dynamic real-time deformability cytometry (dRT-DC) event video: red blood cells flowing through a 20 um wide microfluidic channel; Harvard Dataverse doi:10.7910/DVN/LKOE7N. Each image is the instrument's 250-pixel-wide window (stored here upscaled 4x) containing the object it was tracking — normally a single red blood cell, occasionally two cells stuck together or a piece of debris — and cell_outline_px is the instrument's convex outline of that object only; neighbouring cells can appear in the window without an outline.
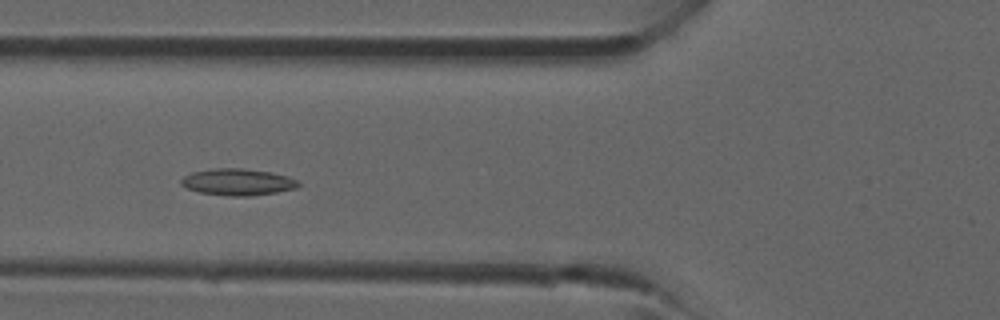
{"species": "common noctule bat (a hibernating species)", "species_latin": "Nyctalus noctula", "temperature_condition": "room temperature", "stored_images_in_passage": 37, "camera_frame_rate_fps": 3000, "um_per_image_px": 0.085, "animal": {"sex": "male", "forearm_length_mm": 52.5}, "frame": {"image": 1, "passage_image": 10, "time_ms": 3.0, "image_size_px": [1000, 320], "cell_outline_px": [[300, 184], [296, 188], [276, 192], [252, 196], [228, 196], [200, 192], [188, 188], [180, 184], [180, 180], [184, 176], [192, 172], [212, 168], [244, 168], [272, 172], [288, 176], [300, 180]], "centroid_in_image_um": [20.23, 15.46], "position_along_channel_um": 105.6, "area_um2": 18.38}}
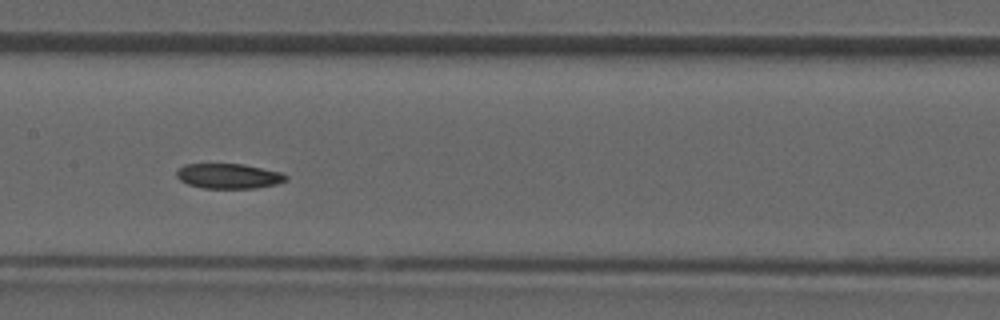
{"frame": {"image": 2, "passage_image": 15, "time_ms": 4.667, "image_size_px": [1000, 320], "cell_outline_px": [[288, 180], [276, 184], [256, 188], [204, 188], [188, 184], [180, 180], [176, 176], [176, 172], [184, 164], [244, 164], [284, 172], [288, 176]], "centroid_in_image_um": [19.49, 14.96], "position_along_channel_um": 187.9, "area_um2": 16.07}}
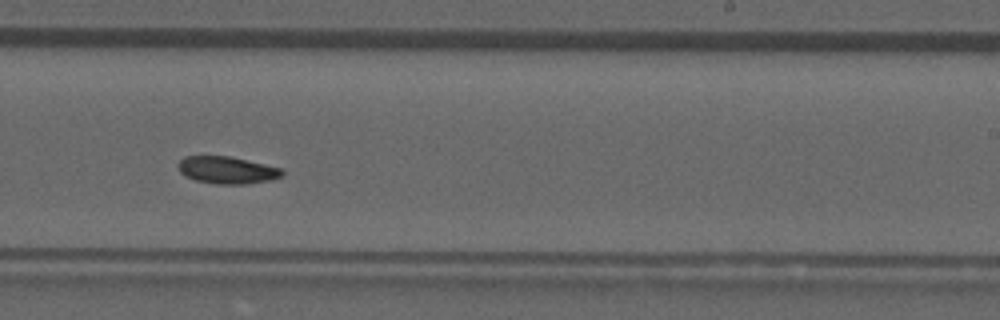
{"frame": {"image": 3, "passage_image": 20, "time_ms": 6.333, "image_size_px": [1000, 320], "cell_outline_px": [[284, 176], [272, 180], [248, 184], [216, 184], [196, 180], [180, 172], [176, 164], [184, 156], [228, 156], [264, 164], [280, 168], [284, 172]], "centroid_in_image_um": [19.31, 14.46], "position_along_channel_um": 269.7, "area_um2": 16.47}}